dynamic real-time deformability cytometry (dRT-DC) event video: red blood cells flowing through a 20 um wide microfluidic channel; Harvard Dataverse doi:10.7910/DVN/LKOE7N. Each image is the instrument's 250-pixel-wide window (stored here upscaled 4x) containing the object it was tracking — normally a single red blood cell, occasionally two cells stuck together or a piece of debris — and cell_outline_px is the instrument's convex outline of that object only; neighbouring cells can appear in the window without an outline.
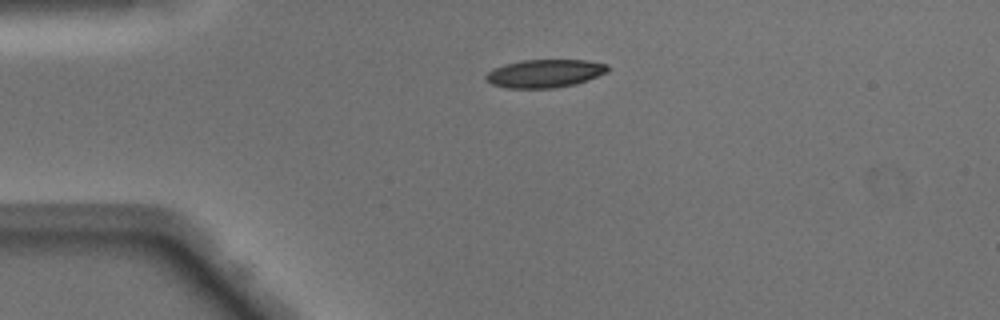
{"species": "Egyptian fruit bat (a non-hibernating species)", "species_latin": "Rousettus aegyptiacus", "temperature_condition": "warm", "stored_images_in_passage": 38, "camera_frame_rate_fps": 3000, "um_per_image_px": 0.085, "animal": {"sex": "male"}, "frame": {"image": 1, "passage_image": 1, "time_ms": 0.0, "image_size_px": [1000, 320], "cell_outline_px": [[608, 72], [576, 84], [552, 88], [504, 88], [492, 84], [484, 80], [484, 76], [488, 72], [504, 64], [524, 60], [588, 60], [608, 64]], "centroid_in_image_um": [46.3, 6.24], "position_along_channel_um": 38.7, "area_um2": 20.0}}
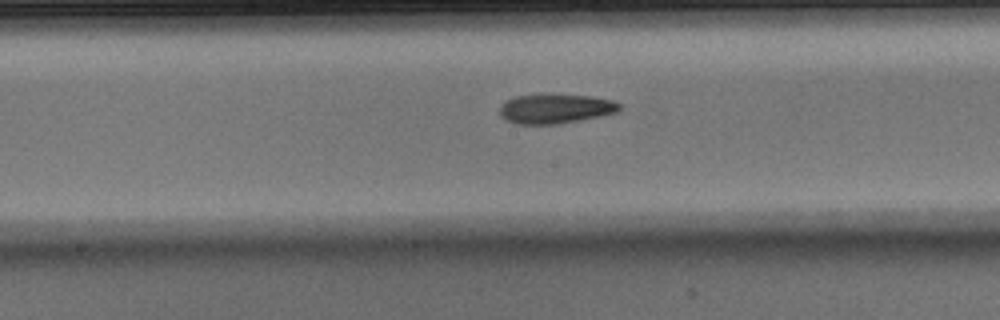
{"frame": {"image": 2, "passage_image": 15, "time_ms": 4.667, "image_size_px": [1000, 320], "cell_outline_px": [[620, 108], [616, 112], [600, 116], [580, 120], [556, 124], [516, 124], [500, 116], [500, 108], [504, 100], [516, 96], [592, 96], [612, 100], [620, 104]], "centroid_in_image_um": [47.19, 9.26], "position_along_channel_um": 201.0, "area_um2": 20.0}}
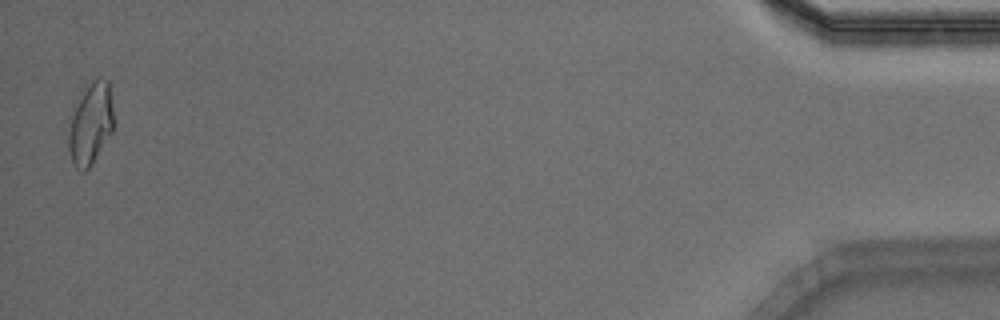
{"frame": {"image": 3, "passage_image": 38, "time_ms": 12.333, "image_size_px": [1000, 320], "cell_outline_px": [[112, 132], [92, 164], [84, 172], [80, 172], [72, 164], [68, 152], [68, 132], [72, 108], [92, 80], [96, 76], [100, 76], [108, 80], [112, 108]], "centroid_in_image_um": [7.66, 10.54], "position_along_channel_um": 427.5, "area_um2": 21.62}, "authors_computed_cell_mechanics": {"area_um2": 20.6346, "velocity_mm_per_s": 4.131, "shape_relaxation_time_tau1_ms": 7.8308, "shape_relaxation_time_tau2_ms": 5.2904, "deformation_change_tau1": 0.2283, "deformation_change_tau2": 0.1523}}